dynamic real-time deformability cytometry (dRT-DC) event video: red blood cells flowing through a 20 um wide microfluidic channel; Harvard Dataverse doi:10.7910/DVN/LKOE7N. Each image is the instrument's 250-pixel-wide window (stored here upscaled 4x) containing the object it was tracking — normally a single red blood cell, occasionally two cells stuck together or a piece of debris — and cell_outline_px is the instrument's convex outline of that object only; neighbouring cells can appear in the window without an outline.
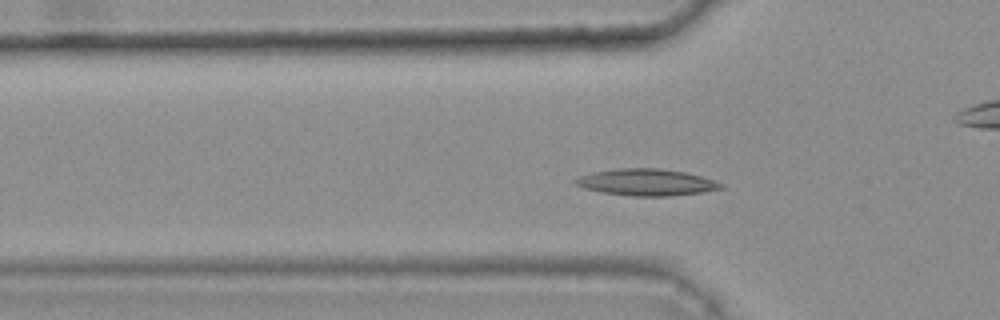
{"species": "common noctule bat (a hibernating species)", "species_latin": "Nyctalus noctula", "temperature_condition": "warm", "stored_images_in_passage": 35, "camera_frame_rate_fps": 3000, "um_per_image_px": 0.085, "animal": {"sex": "female", "body_mass_g": 25.1}, "frame": {"image": 1, "passage_image": 6, "time_ms": 1.667, "image_size_px": [1000, 320], "cell_outline_px": [[724, 188], [700, 192], [672, 196], [632, 196], [600, 192], [584, 188], [576, 184], [572, 180], [580, 176], [592, 172], [620, 168], [660, 168], [684, 172], [700, 176], [724, 184]], "centroid_in_image_um": [54.92, 15.49], "position_along_channel_um": 70.9, "area_um2": 22.54}}
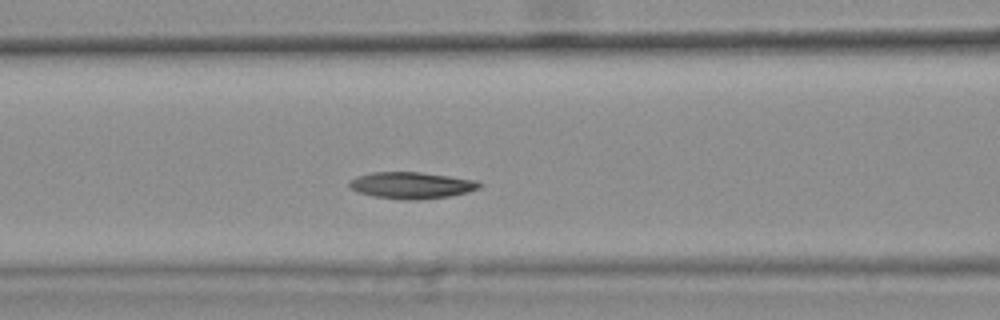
{"frame": {"image": 2, "passage_image": 11, "time_ms": 3.333, "image_size_px": [1000, 320], "cell_outline_px": [[480, 188], [468, 192], [448, 196], [416, 200], [400, 200], [372, 196], [360, 192], [352, 188], [348, 184], [356, 176], [372, 172], [420, 172], [476, 180], [480, 184]], "centroid_in_image_um": [34.97, 15.75], "position_along_channel_um": 131.6, "area_um2": 20.0}, "authors_computed_cell_mechanics": {"area_um2": 19.8832, "velocity_mm_per_s": 3.641, "shape_relaxation_time_tau1_ms": 6.882, "shape_relaxation_time_tau2_ms": 4.2916, "deformation_change_tau1": 0.1264, "deformation_change_tau2": 0.0958}}